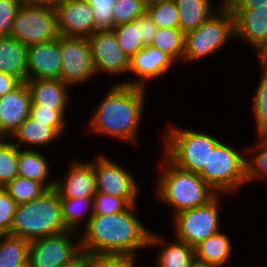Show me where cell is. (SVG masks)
<instances>
[{
	"label": "cell",
	"mask_w": 267,
	"mask_h": 267,
	"mask_svg": "<svg viewBox=\"0 0 267 267\" xmlns=\"http://www.w3.org/2000/svg\"><path fill=\"white\" fill-rule=\"evenodd\" d=\"M147 91V88L139 86L111 84L86 121L85 133L107 136V139L112 137L135 148L141 146L139 130Z\"/></svg>",
	"instance_id": "obj_1"
},
{
	"label": "cell",
	"mask_w": 267,
	"mask_h": 267,
	"mask_svg": "<svg viewBox=\"0 0 267 267\" xmlns=\"http://www.w3.org/2000/svg\"><path fill=\"white\" fill-rule=\"evenodd\" d=\"M138 205L110 215H93L80 233L81 251L89 255H130L148 249L151 230L138 219ZM139 253V254H138Z\"/></svg>",
	"instance_id": "obj_2"
},
{
	"label": "cell",
	"mask_w": 267,
	"mask_h": 267,
	"mask_svg": "<svg viewBox=\"0 0 267 267\" xmlns=\"http://www.w3.org/2000/svg\"><path fill=\"white\" fill-rule=\"evenodd\" d=\"M154 182L155 199L172 209V216L207 204L217 193L198 174L179 168L163 153Z\"/></svg>",
	"instance_id": "obj_3"
},
{
	"label": "cell",
	"mask_w": 267,
	"mask_h": 267,
	"mask_svg": "<svg viewBox=\"0 0 267 267\" xmlns=\"http://www.w3.org/2000/svg\"><path fill=\"white\" fill-rule=\"evenodd\" d=\"M168 123L161 133L162 153L179 168L199 174L207 166L209 154L220 138L197 128Z\"/></svg>",
	"instance_id": "obj_4"
},
{
	"label": "cell",
	"mask_w": 267,
	"mask_h": 267,
	"mask_svg": "<svg viewBox=\"0 0 267 267\" xmlns=\"http://www.w3.org/2000/svg\"><path fill=\"white\" fill-rule=\"evenodd\" d=\"M65 231L59 194L55 188H51L40 197L18 205L10 235L30 242Z\"/></svg>",
	"instance_id": "obj_5"
},
{
	"label": "cell",
	"mask_w": 267,
	"mask_h": 267,
	"mask_svg": "<svg viewBox=\"0 0 267 267\" xmlns=\"http://www.w3.org/2000/svg\"><path fill=\"white\" fill-rule=\"evenodd\" d=\"M236 148L222 139L210 152L207 166L199 173L217 194L227 197L237 194L246 185V150Z\"/></svg>",
	"instance_id": "obj_6"
},
{
	"label": "cell",
	"mask_w": 267,
	"mask_h": 267,
	"mask_svg": "<svg viewBox=\"0 0 267 267\" xmlns=\"http://www.w3.org/2000/svg\"><path fill=\"white\" fill-rule=\"evenodd\" d=\"M235 40L234 20L230 10L223 4L219 10L197 29L185 34L183 63L187 65L203 60Z\"/></svg>",
	"instance_id": "obj_7"
},
{
	"label": "cell",
	"mask_w": 267,
	"mask_h": 267,
	"mask_svg": "<svg viewBox=\"0 0 267 267\" xmlns=\"http://www.w3.org/2000/svg\"><path fill=\"white\" fill-rule=\"evenodd\" d=\"M225 194H217L207 204L175 214L172 219L174 237L195 247L220 231L222 218L220 205ZM221 201V202H220Z\"/></svg>",
	"instance_id": "obj_8"
},
{
	"label": "cell",
	"mask_w": 267,
	"mask_h": 267,
	"mask_svg": "<svg viewBox=\"0 0 267 267\" xmlns=\"http://www.w3.org/2000/svg\"><path fill=\"white\" fill-rule=\"evenodd\" d=\"M10 36L26 47L57 39L59 32L55 9L22 3L14 17Z\"/></svg>",
	"instance_id": "obj_9"
},
{
	"label": "cell",
	"mask_w": 267,
	"mask_h": 267,
	"mask_svg": "<svg viewBox=\"0 0 267 267\" xmlns=\"http://www.w3.org/2000/svg\"><path fill=\"white\" fill-rule=\"evenodd\" d=\"M80 252V234L67 230L30 241L27 267H60Z\"/></svg>",
	"instance_id": "obj_10"
},
{
	"label": "cell",
	"mask_w": 267,
	"mask_h": 267,
	"mask_svg": "<svg viewBox=\"0 0 267 267\" xmlns=\"http://www.w3.org/2000/svg\"><path fill=\"white\" fill-rule=\"evenodd\" d=\"M94 157L96 191L124 198L130 205L138 204L141 185L130 169L103 153Z\"/></svg>",
	"instance_id": "obj_11"
},
{
	"label": "cell",
	"mask_w": 267,
	"mask_h": 267,
	"mask_svg": "<svg viewBox=\"0 0 267 267\" xmlns=\"http://www.w3.org/2000/svg\"><path fill=\"white\" fill-rule=\"evenodd\" d=\"M60 51L62 82L74 87L86 84L97 76L87 38L60 36Z\"/></svg>",
	"instance_id": "obj_12"
},
{
	"label": "cell",
	"mask_w": 267,
	"mask_h": 267,
	"mask_svg": "<svg viewBox=\"0 0 267 267\" xmlns=\"http://www.w3.org/2000/svg\"><path fill=\"white\" fill-rule=\"evenodd\" d=\"M87 39L97 76L107 74L115 78L128 74L130 59L120 49L112 30H98Z\"/></svg>",
	"instance_id": "obj_13"
},
{
	"label": "cell",
	"mask_w": 267,
	"mask_h": 267,
	"mask_svg": "<svg viewBox=\"0 0 267 267\" xmlns=\"http://www.w3.org/2000/svg\"><path fill=\"white\" fill-rule=\"evenodd\" d=\"M175 63L166 53L152 46H146L130 59L129 73L135 78L122 81L119 79L120 81L117 80L113 84L148 88L152 80L167 75L176 65Z\"/></svg>",
	"instance_id": "obj_14"
},
{
	"label": "cell",
	"mask_w": 267,
	"mask_h": 267,
	"mask_svg": "<svg viewBox=\"0 0 267 267\" xmlns=\"http://www.w3.org/2000/svg\"><path fill=\"white\" fill-rule=\"evenodd\" d=\"M63 176L55 178V190L59 198H93L96 193V180L93 159L69 161Z\"/></svg>",
	"instance_id": "obj_15"
},
{
	"label": "cell",
	"mask_w": 267,
	"mask_h": 267,
	"mask_svg": "<svg viewBox=\"0 0 267 267\" xmlns=\"http://www.w3.org/2000/svg\"><path fill=\"white\" fill-rule=\"evenodd\" d=\"M54 9L59 36L88 38L95 33L93 10L85 0H62Z\"/></svg>",
	"instance_id": "obj_16"
},
{
	"label": "cell",
	"mask_w": 267,
	"mask_h": 267,
	"mask_svg": "<svg viewBox=\"0 0 267 267\" xmlns=\"http://www.w3.org/2000/svg\"><path fill=\"white\" fill-rule=\"evenodd\" d=\"M229 10L234 20L235 40L249 45L256 56L267 46V7Z\"/></svg>",
	"instance_id": "obj_17"
},
{
	"label": "cell",
	"mask_w": 267,
	"mask_h": 267,
	"mask_svg": "<svg viewBox=\"0 0 267 267\" xmlns=\"http://www.w3.org/2000/svg\"><path fill=\"white\" fill-rule=\"evenodd\" d=\"M61 66L60 36L50 42L27 47V80H61Z\"/></svg>",
	"instance_id": "obj_18"
},
{
	"label": "cell",
	"mask_w": 267,
	"mask_h": 267,
	"mask_svg": "<svg viewBox=\"0 0 267 267\" xmlns=\"http://www.w3.org/2000/svg\"><path fill=\"white\" fill-rule=\"evenodd\" d=\"M31 97L25 82L0 97V136L10 138L30 116Z\"/></svg>",
	"instance_id": "obj_19"
},
{
	"label": "cell",
	"mask_w": 267,
	"mask_h": 267,
	"mask_svg": "<svg viewBox=\"0 0 267 267\" xmlns=\"http://www.w3.org/2000/svg\"><path fill=\"white\" fill-rule=\"evenodd\" d=\"M156 247L159 250L152 259L155 267H193L196 263L193 247L176 238L170 241L168 236L151 230L148 249Z\"/></svg>",
	"instance_id": "obj_20"
},
{
	"label": "cell",
	"mask_w": 267,
	"mask_h": 267,
	"mask_svg": "<svg viewBox=\"0 0 267 267\" xmlns=\"http://www.w3.org/2000/svg\"><path fill=\"white\" fill-rule=\"evenodd\" d=\"M26 85L30 92L31 106L67 110L70 106L71 88L60 79H29Z\"/></svg>",
	"instance_id": "obj_21"
},
{
	"label": "cell",
	"mask_w": 267,
	"mask_h": 267,
	"mask_svg": "<svg viewBox=\"0 0 267 267\" xmlns=\"http://www.w3.org/2000/svg\"><path fill=\"white\" fill-rule=\"evenodd\" d=\"M67 128L51 127L48 123L38 122L29 116L9 139H12L11 141L18 148L23 149L24 147V149L40 150V148H45L48 144H54L55 141L65 136Z\"/></svg>",
	"instance_id": "obj_22"
},
{
	"label": "cell",
	"mask_w": 267,
	"mask_h": 267,
	"mask_svg": "<svg viewBox=\"0 0 267 267\" xmlns=\"http://www.w3.org/2000/svg\"><path fill=\"white\" fill-rule=\"evenodd\" d=\"M220 230L194 247L195 262L201 265L224 267L231 259L233 244L228 233Z\"/></svg>",
	"instance_id": "obj_23"
},
{
	"label": "cell",
	"mask_w": 267,
	"mask_h": 267,
	"mask_svg": "<svg viewBox=\"0 0 267 267\" xmlns=\"http://www.w3.org/2000/svg\"><path fill=\"white\" fill-rule=\"evenodd\" d=\"M41 150L18 148V176L43 183L48 189L55 187L54 177L50 180L49 159Z\"/></svg>",
	"instance_id": "obj_24"
},
{
	"label": "cell",
	"mask_w": 267,
	"mask_h": 267,
	"mask_svg": "<svg viewBox=\"0 0 267 267\" xmlns=\"http://www.w3.org/2000/svg\"><path fill=\"white\" fill-rule=\"evenodd\" d=\"M0 72L27 81V47L11 36L0 37Z\"/></svg>",
	"instance_id": "obj_25"
},
{
	"label": "cell",
	"mask_w": 267,
	"mask_h": 267,
	"mask_svg": "<svg viewBox=\"0 0 267 267\" xmlns=\"http://www.w3.org/2000/svg\"><path fill=\"white\" fill-rule=\"evenodd\" d=\"M179 12V29L186 34L197 29L224 4L220 0L218 6H213V0H174ZM218 8V9H217Z\"/></svg>",
	"instance_id": "obj_26"
},
{
	"label": "cell",
	"mask_w": 267,
	"mask_h": 267,
	"mask_svg": "<svg viewBox=\"0 0 267 267\" xmlns=\"http://www.w3.org/2000/svg\"><path fill=\"white\" fill-rule=\"evenodd\" d=\"M59 199L65 228L80 234L94 215L93 198Z\"/></svg>",
	"instance_id": "obj_27"
},
{
	"label": "cell",
	"mask_w": 267,
	"mask_h": 267,
	"mask_svg": "<svg viewBox=\"0 0 267 267\" xmlns=\"http://www.w3.org/2000/svg\"><path fill=\"white\" fill-rule=\"evenodd\" d=\"M258 138V139H257ZM246 184L267 181V137L256 136L254 144L245 146Z\"/></svg>",
	"instance_id": "obj_28"
},
{
	"label": "cell",
	"mask_w": 267,
	"mask_h": 267,
	"mask_svg": "<svg viewBox=\"0 0 267 267\" xmlns=\"http://www.w3.org/2000/svg\"><path fill=\"white\" fill-rule=\"evenodd\" d=\"M29 243L21 237L0 235V267H27Z\"/></svg>",
	"instance_id": "obj_29"
},
{
	"label": "cell",
	"mask_w": 267,
	"mask_h": 267,
	"mask_svg": "<svg viewBox=\"0 0 267 267\" xmlns=\"http://www.w3.org/2000/svg\"><path fill=\"white\" fill-rule=\"evenodd\" d=\"M185 34L179 28H158L150 46L183 64ZM178 61V62H177Z\"/></svg>",
	"instance_id": "obj_30"
},
{
	"label": "cell",
	"mask_w": 267,
	"mask_h": 267,
	"mask_svg": "<svg viewBox=\"0 0 267 267\" xmlns=\"http://www.w3.org/2000/svg\"><path fill=\"white\" fill-rule=\"evenodd\" d=\"M120 49L127 58L131 59L135 54L145 46L141 43L140 27H138V18L129 23L117 25L111 29Z\"/></svg>",
	"instance_id": "obj_31"
},
{
	"label": "cell",
	"mask_w": 267,
	"mask_h": 267,
	"mask_svg": "<svg viewBox=\"0 0 267 267\" xmlns=\"http://www.w3.org/2000/svg\"><path fill=\"white\" fill-rule=\"evenodd\" d=\"M4 189L18 205L30 202L48 190L43 183L21 176L9 182Z\"/></svg>",
	"instance_id": "obj_32"
},
{
	"label": "cell",
	"mask_w": 267,
	"mask_h": 267,
	"mask_svg": "<svg viewBox=\"0 0 267 267\" xmlns=\"http://www.w3.org/2000/svg\"><path fill=\"white\" fill-rule=\"evenodd\" d=\"M259 82L253 96L252 113L255 122L256 136L267 135V76L261 72Z\"/></svg>",
	"instance_id": "obj_33"
},
{
	"label": "cell",
	"mask_w": 267,
	"mask_h": 267,
	"mask_svg": "<svg viewBox=\"0 0 267 267\" xmlns=\"http://www.w3.org/2000/svg\"><path fill=\"white\" fill-rule=\"evenodd\" d=\"M18 176V147L9 138L0 139V187Z\"/></svg>",
	"instance_id": "obj_34"
},
{
	"label": "cell",
	"mask_w": 267,
	"mask_h": 267,
	"mask_svg": "<svg viewBox=\"0 0 267 267\" xmlns=\"http://www.w3.org/2000/svg\"><path fill=\"white\" fill-rule=\"evenodd\" d=\"M157 28H179V12L174 0L146 8Z\"/></svg>",
	"instance_id": "obj_35"
},
{
	"label": "cell",
	"mask_w": 267,
	"mask_h": 267,
	"mask_svg": "<svg viewBox=\"0 0 267 267\" xmlns=\"http://www.w3.org/2000/svg\"><path fill=\"white\" fill-rule=\"evenodd\" d=\"M145 12L142 0H116L113 5L114 27L133 22Z\"/></svg>",
	"instance_id": "obj_36"
},
{
	"label": "cell",
	"mask_w": 267,
	"mask_h": 267,
	"mask_svg": "<svg viewBox=\"0 0 267 267\" xmlns=\"http://www.w3.org/2000/svg\"><path fill=\"white\" fill-rule=\"evenodd\" d=\"M93 10L95 32L111 30L114 27L113 5L116 0H85Z\"/></svg>",
	"instance_id": "obj_37"
},
{
	"label": "cell",
	"mask_w": 267,
	"mask_h": 267,
	"mask_svg": "<svg viewBox=\"0 0 267 267\" xmlns=\"http://www.w3.org/2000/svg\"><path fill=\"white\" fill-rule=\"evenodd\" d=\"M131 205L124 199L97 192L93 197L94 215H110L126 211Z\"/></svg>",
	"instance_id": "obj_38"
},
{
	"label": "cell",
	"mask_w": 267,
	"mask_h": 267,
	"mask_svg": "<svg viewBox=\"0 0 267 267\" xmlns=\"http://www.w3.org/2000/svg\"><path fill=\"white\" fill-rule=\"evenodd\" d=\"M67 112L66 110H52L51 108H41L40 106L30 107V116L33 119L38 122L48 123L51 127H68L70 120L66 119Z\"/></svg>",
	"instance_id": "obj_39"
},
{
	"label": "cell",
	"mask_w": 267,
	"mask_h": 267,
	"mask_svg": "<svg viewBox=\"0 0 267 267\" xmlns=\"http://www.w3.org/2000/svg\"><path fill=\"white\" fill-rule=\"evenodd\" d=\"M18 204L9 193L0 187V235L9 234Z\"/></svg>",
	"instance_id": "obj_40"
},
{
	"label": "cell",
	"mask_w": 267,
	"mask_h": 267,
	"mask_svg": "<svg viewBox=\"0 0 267 267\" xmlns=\"http://www.w3.org/2000/svg\"><path fill=\"white\" fill-rule=\"evenodd\" d=\"M137 258L130 255H89V267H138Z\"/></svg>",
	"instance_id": "obj_41"
},
{
	"label": "cell",
	"mask_w": 267,
	"mask_h": 267,
	"mask_svg": "<svg viewBox=\"0 0 267 267\" xmlns=\"http://www.w3.org/2000/svg\"><path fill=\"white\" fill-rule=\"evenodd\" d=\"M21 4L20 0H0V37L10 36L14 17Z\"/></svg>",
	"instance_id": "obj_42"
},
{
	"label": "cell",
	"mask_w": 267,
	"mask_h": 267,
	"mask_svg": "<svg viewBox=\"0 0 267 267\" xmlns=\"http://www.w3.org/2000/svg\"><path fill=\"white\" fill-rule=\"evenodd\" d=\"M138 27H140L141 43L145 47L150 46L158 28L147 12L138 18Z\"/></svg>",
	"instance_id": "obj_43"
},
{
	"label": "cell",
	"mask_w": 267,
	"mask_h": 267,
	"mask_svg": "<svg viewBox=\"0 0 267 267\" xmlns=\"http://www.w3.org/2000/svg\"><path fill=\"white\" fill-rule=\"evenodd\" d=\"M228 9H256L267 7V0H224Z\"/></svg>",
	"instance_id": "obj_44"
},
{
	"label": "cell",
	"mask_w": 267,
	"mask_h": 267,
	"mask_svg": "<svg viewBox=\"0 0 267 267\" xmlns=\"http://www.w3.org/2000/svg\"><path fill=\"white\" fill-rule=\"evenodd\" d=\"M21 83L18 78L0 72V97L15 90Z\"/></svg>",
	"instance_id": "obj_45"
},
{
	"label": "cell",
	"mask_w": 267,
	"mask_h": 267,
	"mask_svg": "<svg viewBox=\"0 0 267 267\" xmlns=\"http://www.w3.org/2000/svg\"><path fill=\"white\" fill-rule=\"evenodd\" d=\"M60 267H89V254L81 251L74 259Z\"/></svg>",
	"instance_id": "obj_46"
},
{
	"label": "cell",
	"mask_w": 267,
	"mask_h": 267,
	"mask_svg": "<svg viewBox=\"0 0 267 267\" xmlns=\"http://www.w3.org/2000/svg\"><path fill=\"white\" fill-rule=\"evenodd\" d=\"M62 0H22L27 5L47 6L55 8Z\"/></svg>",
	"instance_id": "obj_47"
},
{
	"label": "cell",
	"mask_w": 267,
	"mask_h": 267,
	"mask_svg": "<svg viewBox=\"0 0 267 267\" xmlns=\"http://www.w3.org/2000/svg\"><path fill=\"white\" fill-rule=\"evenodd\" d=\"M255 58L259 68L261 67L260 71L267 76V52H259Z\"/></svg>",
	"instance_id": "obj_48"
},
{
	"label": "cell",
	"mask_w": 267,
	"mask_h": 267,
	"mask_svg": "<svg viewBox=\"0 0 267 267\" xmlns=\"http://www.w3.org/2000/svg\"><path fill=\"white\" fill-rule=\"evenodd\" d=\"M167 1H170V0H142V3L146 8H148L152 5L167 2Z\"/></svg>",
	"instance_id": "obj_49"
},
{
	"label": "cell",
	"mask_w": 267,
	"mask_h": 267,
	"mask_svg": "<svg viewBox=\"0 0 267 267\" xmlns=\"http://www.w3.org/2000/svg\"><path fill=\"white\" fill-rule=\"evenodd\" d=\"M193 267H217V266L201 265V264L195 263Z\"/></svg>",
	"instance_id": "obj_50"
},
{
	"label": "cell",
	"mask_w": 267,
	"mask_h": 267,
	"mask_svg": "<svg viewBox=\"0 0 267 267\" xmlns=\"http://www.w3.org/2000/svg\"><path fill=\"white\" fill-rule=\"evenodd\" d=\"M260 52H267V46Z\"/></svg>",
	"instance_id": "obj_51"
}]
</instances>
